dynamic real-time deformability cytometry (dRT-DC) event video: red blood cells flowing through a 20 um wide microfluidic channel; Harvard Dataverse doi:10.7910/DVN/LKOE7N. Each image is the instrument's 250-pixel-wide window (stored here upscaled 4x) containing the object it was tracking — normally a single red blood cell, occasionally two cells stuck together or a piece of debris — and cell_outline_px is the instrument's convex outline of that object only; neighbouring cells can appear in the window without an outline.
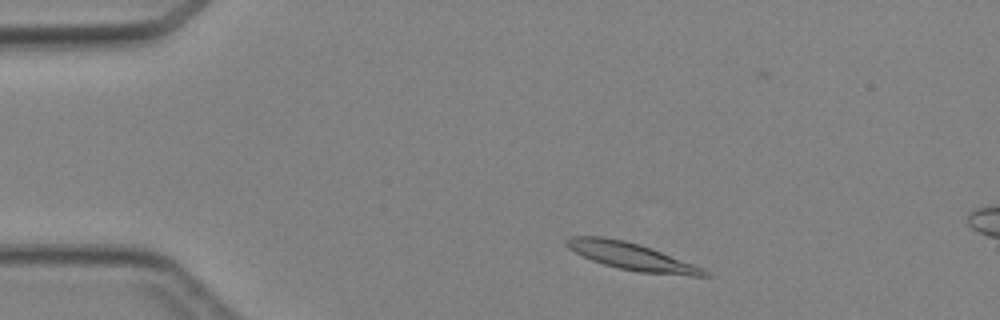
{"species": "Egyptian fruit bat (a non-hibernating species)", "species_latin": "Rousettus aegyptiacus", "temperature_condition": "cold", "stored_images_in_passage": 4, "camera_frame_rate_fps": 3000, "um_per_image_px": 0.085, "animal": {"sex": "female"}, "frame": {"image": 1, "passage_image": 2, "time_ms": 1.0, "image_size_px": [1000, 320], "cell_outline_px": [[712, 276], [692, 276], [640, 272], [620, 268], [604, 264], [592, 260], [568, 248], [564, 244], [564, 240], [572, 236], [604, 236], [624, 240], [640, 244], [652, 248], [704, 268]], "centroid_in_image_um": [53.69, 21.78], "position_along_channel_um": 31.3, "area_um2": 21.79}}